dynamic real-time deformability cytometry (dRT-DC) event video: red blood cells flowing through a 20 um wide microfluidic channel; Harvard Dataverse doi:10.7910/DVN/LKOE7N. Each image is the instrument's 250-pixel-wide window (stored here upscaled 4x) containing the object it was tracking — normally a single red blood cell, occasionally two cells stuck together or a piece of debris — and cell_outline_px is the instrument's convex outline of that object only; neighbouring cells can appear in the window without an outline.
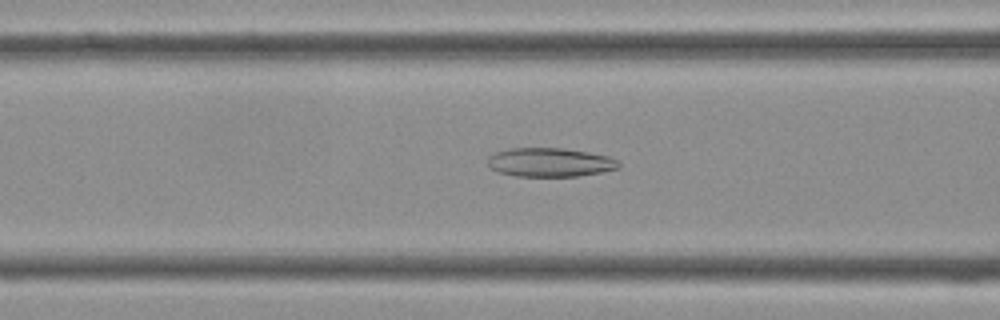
{"species": "Egyptian fruit bat (a non-hibernating species)", "species_latin": "Rousettus aegyptiacus", "temperature_condition": "cold", "stored_images_in_passage": 41, "camera_frame_rate_fps": 3000, "um_per_image_px": 0.085, "frame": {"image": 1, "passage_image": 16, "time_ms": 5.0, "image_size_px": [1000, 320], "cell_outline_px": [[620, 168], [580, 176], [516, 176], [500, 172], [492, 168], [488, 164], [488, 156], [496, 152], [508, 148], [564, 148], [588, 152], [608, 156], [620, 160]], "centroid_in_image_um": [46.78, 13.79], "position_along_channel_um": 119.8, "area_um2": 22.08}}
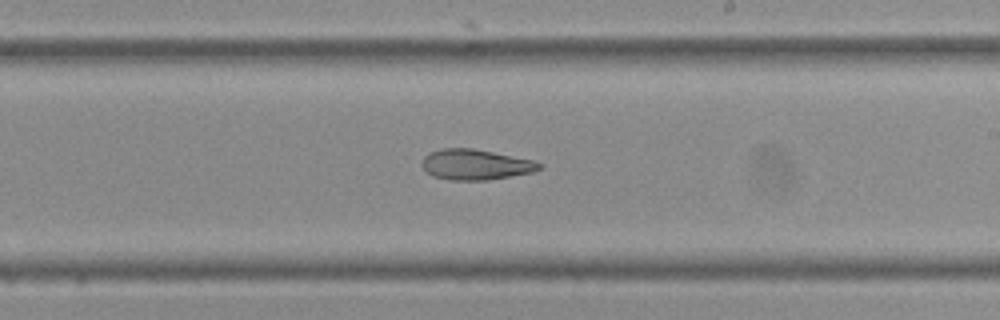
{"frame": {"image": 2, "passage_image": 24, "time_ms": 7.667, "image_size_px": [1000, 320], "cell_outline_px": [[540, 168], [532, 172], [488, 180], [452, 180], [432, 176], [420, 164], [424, 156], [432, 152], [444, 148], [472, 148], [532, 160], [540, 164]], "centroid_in_image_um": [40.37, 13.99], "position_along_channel_um": 248.6, "area_um2": 20.46}}
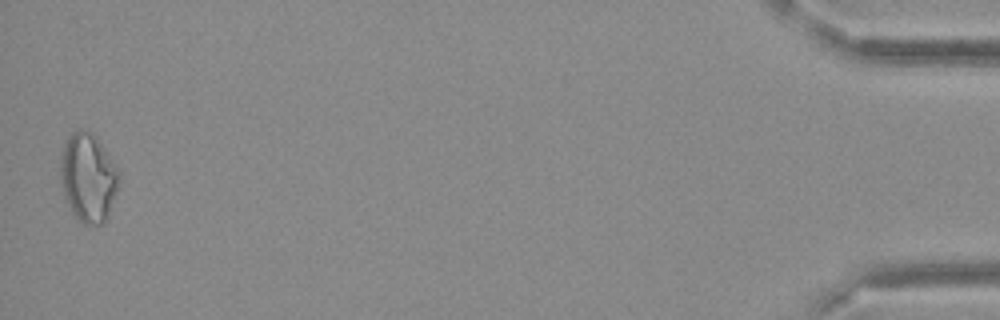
{"frame": {"image": 3, "passage_image": 41, "time_ms": 13.333, "image_size_px": [1000, 320], "cell_outline_px": [[120, 180], [108, 216], [104, 224], [84, 224], [72, 212], [64, 200], [60, 180], [60, 152], [64, 140], [72, 132], [80, 128], [92, 132], [96, 136], [120, 168]], "centroid_in_image_um": [7.49, 15.05], "position_along_channel_um": 427.7, "area_um2": 31.1}}